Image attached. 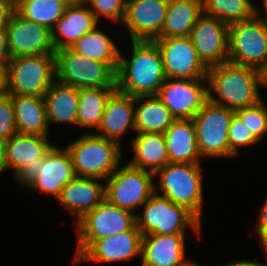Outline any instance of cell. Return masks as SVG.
<instances>
[{
    "label": "cell",
    "instance_id": "6da1fadb",
    "mask_svg": "<svg viewBox=\"0 0 267 266\" xmlns=\"http://www.w3.org/2000/svg\"><path fill=\"white\" fill-rule=\"evenodd\" d=\"M131 48L130 59L119 52L116 88L133 97L156 96L166 80L158 45L155 41L132 40Z\"/></svg>",
    "mask_w": 267,
    "mask_h": 266
},
{
    "label": "cell",
    "instance_id": "7a4b0ae2",
    "mask_svg": "<svg viewBox=\"0 0 267 266\" xmlns=\"http://www.w3.org/2000/svg\"><path fill=\"white\" fill-rule=\"evenodd\" d=\"M208 100L236 111L251 107L262 99L260 71L231 62L208 68Z\"/></svg>",
    "mask_w": 267,
    "mask_h": 266
},
{
    "label": "cell",
    "instance_id": "3957f363",
    "mask_svg": "<svg viewBox=\"0 0 267 266\" xmlns=\"http://www.w3.org/2000/svg\"><path fill=\"white\" fill-rule=\"evenodd\" d=\"M121 145L89 131L65 147L71 155L75 176L99 178L105 182L121 165Z\"/></svg>",
    "mask_w": 267,
    "mask_h": 266
},
{
    "label": "cell",
    "instance_id": "277c9868",
    "mask_svg": "<svg viewBox=\"0 0 267 266\" xmlns=\"http://www.w3.org/2000/svg\"><path fill=\"white\" fill-rule=\"evenodd\" d=\"M201 168L200 163H168L154 173V177L159 178V185L154 184V192L168 198L174 204L187 208L200 221L204 201Z\"/></svg>",
    "mask_w": 267,
    "mask_h": 266
},
{
    "label": "cell",
    "instance_id": "5b68a950",
    "mask_svg": "<svg viewBox=\"0 0 267 266\" xmlns=\"http://www.w3.org/2000/svg\"><path fill=\"white\" fill-rule=\"evenodd\" d=\"M142 206V215H136V225L142 235H185L189 227L200 237L202 221L187 208L155 192Z\"/></svg>",
    "mask_w": 267,
    "mask_h": 266
},
{
    "label": "cell",
    "instance_id": "8992f818",
    "mask_svg": "<svg viewBox=\"0 0 267 266\" xmlns=\"http://www.w3.org/2000/svg\"><path fill=\"white\" fill-rule=\"evenodd\" d=\"M6 66L9 95L44 97L56 80L55 54L10 58Z\"/></svg>",
    "mask_w": 267,
    "mask_h": 266
},
{
    "label": "cell",
    "instance_id": "52a82bcc",
    "mask_svg": "<svg viewBox=\"0 0 267 266\" xmlns=\"http://www.w3.org/2000/svg\"><path fill=\"white\" fill-rule=\"evenodd\" d=\"M56 80L82 88H116V72L101 61L89 59L72 48L55 51Z\"/></svg>",
    "mask_w": 267,
    "mask_h": 266
},
{
    "label": "cell",
    "instance_id": "ba28073f",
    "mask_svg": "<svg viewBox=\"0 0 267 266\" xmlns=\"http://www.w3.org/2000/svg\"><path fill=\"white\" fill-rule=\"evenodd\" d=\"M136 213L121 209L104 199L76 223L77 250L74 262L95 240L113 236L136 225Z\"/></svg>",
    "mask_w": 267,
    "mask_h": 266
},
{
    "label": "cell",
    "instance_id": "9c48e42d",
    "mask_svg": "<svg viewBox=\"0 0 267 266\" xmlns=\"http://www.w3.org/2000/svg\"><path fill=\"white\" fill-rule=\"evenodd\" d=\"M235 111L207 100L192 118L201 158H230L228 130Z\"/></svg>",
    "mask_w": 267,
    "mask_h": 266
},
{
    "label": "cell",
    "instance_id": "30bf717a",
    "mask_svg": "<svg viewBox=\"0 0 267 266\" xmlns=\"http://www.w3.org/2000/svg\"><path fill=\"white\" fill-rule=\"evenodd\" d=\"M228 62L259 71L267 63V28L256 15L229 25Z\"/></svg>",
    "mask_w": 267,
    "mask_h": 266
},
{
    "label": "cell",
    "instance_id": "8fae6325",
    "mask_svg": "<svg viewBox=\"0 0 267 266\" xmlns=\"http://www.w3.org/2000/svg\"><path fill=\"white\" fill-rule=\"evenodd\" d=\"M154 173L129 164L118 167L105 181V199L134 213L154 193Z\"/></svg>",
    "mask_w": 267,
    "mask_h": 266
},
{
    "label": "cell",
    "instance_id": "7c38bea8",
    "mask_svg": "<svg viewBox=\"0 0 267 266\" xmlns=\"http://www.w3.org/2000/svg\"><path fill=\"white\" fill-rule=\"evenodd\" d=\"M53 145L46 136L15 134L7 140L6 171L12 169L15 179L26 188L41 172L45 153Z\"/></svg>",
    "mask_w": 267,
    "mask_h": 266
},
{
    "label": "cell",
    "instance_id": "4fadbf2b",
    "mask_svg": "<svg viewBox=\"0 0 267 266\" xmlns=\"http://www.w3.org/2000/svg\"><path fill=\"white\" fill-rule=\"evenodd\" d=\"M166 78L207 79L208 68L199 59L190 36L156 38Z\"/></svg>",
    "mask_w": 267,
    "mask_h": 266
},
{
    "label": "cell",
    "instance_id": "5bb4252c",
    "mask_svg": "<svg viewBox=\"0 0 267 266\" xmlns=\"http://www.w3.org/2000/svg\"><path fill=\"white\" fill-rule=\"evenodd\" d=\"M207 79L166 78L156 97L175 119H192L208 100Z\"/></svg>",
    "mask_w": 267,
    "mask_h": 266
},
{
    "label": "cell",
    "instance_id": "9a60e30c",
    "mask_svg": "<svg viewBox=\"0 0 267 266\" xmlns=\"http://www.w3.org/2000/svg\"><path fill=\"white\" fill-rule=\"evenodd\" d=\"M10 58L55 54L51 30L27 20L16 10L6 27Z\"/></svg>",
    "mask_w": 267,
    "mask_h": 266
},
{
    "label": "cell",
    "instance_id": "2e32d148",
    "mask_svg": "<svg viewBox=\"0 0 267 266\" xmlns=\"http://www.w3.org/2000/svg\"><path fill=\"white\" fill-rule=\"evenodd\" d=\"M190 38L207 68L228 61L229 25L207 14L194 24Z\"/></svg>",
    "mask_w": 267,
    "mask_h": 266
},
{
    "label": "cell",
    "instance_id": "e0dca14e",
    "mask_svg": "<svg viewBox=\"0 0 267 266\" xmlns=\"http://www.w3.org/2000/svg\"><path fill=\"white\" fill-rule=\"evenodd\" d=\"M169 0H126L122 24L130 41H154L160 36Z\"/></svg>",
    "mask_w": 267,
    "mask_h": 266
},
{
    "label": "cell",
    "instance_id": "ac0fdd59",
    "mask_svg": "<svg viewBox=\"0 0 267 266\" xmlns=\"http://www.w3.org/2000/svg\"><path fill=\"white\" fill-rule=\"evenodd\" d=\"M142 233L135 225L132 229L95 240L74 262L112 263L141 256Z\"/></svg>",
    "mask_w": 267,
    "mask_h": 266
},
{
    "label": "cell",
    "instance_id": "d6986e66",
    "mask_svg": "<svg viewBox=\"0 0 267 266\" xmlns=\"http://www.w3.org/2000/svg\"><path fill=\"white\" fill-rule=\"evenodd\" d=\"M75 177L69 151L55 144L45 153L44 164L38 176L27 186L32 190L52 195L57 199L64 186Z\"/></svg>",
    "mask_w": 267,
    "mask_h": 266
},
{
    "label": "cell",
    "instance_id": "ffe728a7",
    "mask_svg": "<svg viewBox=\"0 0 267 266\" xmlns=\"http://www.w3.org/2000/svg\"><path fill=\"white\" fill-rule=\"evenodd\" d=\"M142 266H188L185 253V235H142Z\"/></svg>",
    "mask_w": 267,
    "mask_h": 266
},
{
    "label": "cell",
    "instance_id": "44dd1931",
    "mask_svg": "<svg viewBox=\"0 0 267 266\" xmlns=\"http://www.w3.org/2000/svg\"><path fill=\"white\" fill-rule=\"evenodd\" d=\"M129 129L135 132V97L116 88L106 102L101 125L95 133L121 144Z\"/></svg>",
    "mask_w": 267,
    "mask_h": 266
},
{
    "label": "cell",
    "instance_id": "7402d4cb",
    "mask_svg": "<svg viewBox=\"0 0 267 266\" xmlns=\"http://www.w3.org/2000/svg\"><path fill=\"white\" fill-rule=\"evenodd\" d=\"M101 180L75 176L61 190L57 201L76 216L75 223L105 199V184Z\"/></svg>",
    "mask_w": 267,
    "mask_h": 266
},
{
    "label": "cell",
    "instance_id": "603a6c76",
    "mask_svg": "<svg viewBox=\"0 0 267 266\" xmlns=\"http://www.w3.org/2000/svg\"><path fill=\"white\" fill-rule=\"evenodd\" d=\"M98 24L85 2L67 5L64 15L51 31L55 51L72 48L84 34L92 31Z\"/></svg>",
    "mask_w": 267,
    "mask_h": 266
},
{
    "label": "cell",
    "instance_id": "cb8c5ba5",
    "mask_svg": "<svg viewBox=\"0 0 267 266\" xmlns=\"http://www.w3.org/2000/svg\"><path fill=\"white\" fill-rule=\"evenodd\" d=\"M163 135L169 163L202 162L192 119H176Z\"/></svg>",
    "mask_w": 267,
    "mask_h": 266
},
{
    "label": "cell",
    "instance_id": "d4e9b609",
    "mask_svg": "<svg viewBox=\"0 0 267 266\" xmlns=\"http://www.w3.org/2000/svg\"><path fill=\"white\" fill-rule=\"evenodd\" d=\"M50 124L77 126L79 89L55 80L44 95Z\"/></svg>",
    "mask_w": 267,
    "mask_h": 266
},
{
    "label": "cell",
    "instance_id": "484cf974",
    "mask_svg": "<svg viewBox=\"0 0 267 266\" xmlns=\"http://www.w3.org/2000/svg\"><path fill=\"white\" fill-rule=\"evenodd\" d=\"M10 97L14 107L17 133L48 137L49 124L44 97L26 95H10Z\"/></svg>",
    "mask_w": 267,
    "mask_h": 266
},
{
    "label": "cell",
    "instance_id": "4316f807",
    "mask_svg": "<svg viewBox=\"0 0 267 266\" xmlns=\"http://www.w3.org/2000/svg\"><path fill=\"white\" fill-rule=\"evenodd\" d=\"M134 157L127 164L155 173L169 163L165 137L162 133H136L131 139Z\"/></svg>",
    "mask_w": 267,
    "mask_h": 266
},
{
    "label": "cell",
    "instance_id": "83f0119b",
    "mask_svg": "<svg viewBox=\"0 0 267 266\" xmlns=\"http://www.w3.org/2000/svg\"><path fill=\"white\" fill-rule=\"evenodd\" d=\"M202 14V0H169L158 38L190 36L194 24Z\"/></svg>",
    "mask_w": 267,
    "mask_h": 266
},
{
    "label": "cell",
    "instance_id": "f1b7e54d",
    "mask_svg": "<svg viewBox=\"0 0 267 266\" xmlns=\"http://www.w3.org/2000/svg\"><path fill=\"white\" fill-rule=\"evenodd\" d=\"M175 120L170 110L156 96L135 97V131L137 133L164 134Z\"/></svg>",
    "mask_w": 267,
    "mask_h": 266
},
{
    "label": "cell",
    "instance_id": "f546056e",
    "mask_svg": "<svg viewBox=\"0 0 267 266\" xmlns=\"http://www.w3.org/2000/svg\"><path fill=\"white\" fill-rule=\"evenodd\" d=\"M72 49L89 59L107 63L117 72L120 50L113 39L101 31L98 25L92 31L84 34Z\"/></svg>",
    "mask_w": 267,
    "mask_h": 266
},
{
    "label": "cell",
    "instance_id": "4dcf8cb0",
    "mask_svg": "<svg viewBox=\"0 0 267 266\" xmlns=\"http://www.w3.org/2000/svg\"><path fill=\"white\" fill-rule=\"evenodd\" d=\"M116 88L79 89L77 126L90 128L94 132L101 125L106 102Z\"/></svg>",
    "mask_w": 267,
    "mask_h": 266
},
{
    "label": "cell",
    "instance_id": "1f68e13d",
    "mask_svg": "<svg viewBox=\"0 0 267 266\" xmlns=\"http://www.w3.org/2000/svg\"><path fill=\"white\" fill-rule=\"evenodd\" d=\"M68 4L62 0H15V10L27 20L53 30Z\"/></svg>",
    "mask_w": 267,
    "mask_h": 266
},
{
    "label": "cell",
    "instance_id": "d6a6232c",
    "mask_svg": "<svg viewBox=\"0 0 267 266\" xmlns=\"http://www.w3.org/2000/svg\"><path fill=\"white\" fill-rule=\"evenodd\" d=\"M203 13L228 25L247 20L255 15L251 0H202Z\"/></svg>",
    "mask_w": 267,
    "mask_h": 266
},
{
    "label": "cell",
    "instance_id": "836d02e7",
    "mask_svg": "<svg viewBox=\"0 0 267 266\" xmlns=\"http://www.w3.org/2000/svg\"><path fill=\"white\" fill-rule=\"evenodd\" d=\"M235 113L260 142L267 133V106L263 100L251 107L238 109Z\"/></svg>",
    "mask_w": 267,
    "mask_h": 266
},
{
    "label": "cell",
    "instance_id": "e575fe53",
    "mask_svg": "<svg viewBox=\"0 0 267 266\" xmlns=\"http://www.w3.org/2000/svg\"><path fill=\"white\" fill-rule=\"evenodd\" d=\"M228 140L230 149V158L238 155L241 147L254 145L259 141L248 130L245 124H243L240 117L234 113L228 130Z\"/></svg>",
    "mask_w": 267,
    "mask_h": 266
},
{
    "label": "cell",
    "instance_id": "d590c367",
    "mask_svg": "<svg viewBox=\"0 0 267 266\" xmlns=\"http://www.w3.org/2000/svg\"><path fill=\"white\" fill-rule=\"evenodd\" d=\"M84 2L90 7L98 22L101 17L118 24L124 19L126 0H84Z\"/></svg>",
    "mask_w": 267,
    "mask_h": 266
},
{
    "label": "cell",
    "instance_id": "8d00e7d4",
    "mask_svg": "<svg viewBox=\"0 0 267 266\" xmlns=\"http://www.w3.org/2000/svg\"><path fill=\"white\" fill-rule=\"evenodd\" d=\"M17 134L15 114L10 95L0 98V137L6 140Z\"/></svg>",
    "mask_w": 267,
    "mask_h": 266
},
{
    "label": "cell",
    "instance_id": "74e56055",
    "mask_svg": "<svg viewBox=\"0 0 267 266\" xmlns=\"http://www.w3.org/2000/svg\"><path fill=\"white\" fill-rule=\"evenodd\" d=\"M257 221L254 231L267 255V198L260 209Z\"/></svg>",
    "mask_w": 267,
    "mask_h": 266
},
{
    "label": "cell",
    "instance_id": "f35d334b",
    "mask_svg": "<svg viewBox=\"0 0 267 266\" xmlns=\"http://www.w3.org/2000/svg\"><path fill=\"white\" fill-rule=\"evenodd\" d=\"M15 11V0H0V28H6Z\"/></svg>",
    "mask_w": 267,
    "mask_h": 266
},
{
    "label": "cell",
    "instance_id": "ab89813d",
    "mask_svg": "<svg viewBox=\"0 0 267 266\" xmlns=\"http://www.w3.org/2000/svg\"><path fill=\"white\" fill-rule=\"evenodd\" d=\"M10 60L6 28H0V65H6Z\"/></svg>",
    "mask_w": 267,
    "mask_h": 266
},
{
    "label": "cell",
    "instance_id": "60d3db41",
    "mask_svg": "<svg viewBox=\"0 0 267 266\" xmlns=\"http://www.w3.org/2000/svg\"><path fill=\"white\" fill-rule=\"evenodd\" d=\"M9 95L8 92V72L6 65H0V98Z\"/></svg>",
    "mask_w": 267,
    "mask_h": 266
},
{
    "label": "cell",
    "instance_id": "b9f144b4",
    "mask_svg": "<svg viewBox=\"0 0 267 266\" xmlns=\"http://www.w3.org/2000/svg\"><path fill=\"white\" fill-rule=\"evenodd\" d=\"M6 145L7 140L0 137V174L6 172Z\"/></svg>",
    "mask_w": 267,
    "mask_h": 266
},
{
    "label": "cell",
    "instance_id": "7bdbcfd3",
    "mask_svg": "<svg viewBox=\"0 0 267 266\" xmlns=\"http://www.w3.org/2000/svg\"><path fill=\"white\" fill-rule=\"evenodd\" d=\"M224 266H267L266 264L260 263L259 261L253 260H237V261H230L225 263Z\"/></svg>",
    "mask_w": 267,
    "mask_h": 266
},
{
    "label": "cell",
    "instance_id": "ee69618b",
    "mask_svg": "<svg viewBox=\"0 0 267 266\" xmlns=\"http://www.w3.org/2000/svg\"><path fill=\"white\" fill-rule=\"evenodd\" d=\"M262 7H263L262 9L264 12L261 15L259 12L261 8H258L257 6H255V15L261 20V22L267 28V0H262Z\"/></svg>",
    "mask_w": 267,
    "mask_h": 266
},
{
    "label": "cell",
    "instance_id": "f6af8a7d",
    "mask_svg": "<svg viewBox=\"0 0 267 266\" xmlns=\"http://www.w3.org/2000/svg\"><path fill=\"white\" fill-rule=\"evenodd\" d=\"M261 75V87H267V63L265 66L260 70Z\"/></svg>",
    "mask_w": 267,
    "mask_h": 266
},
{
    "label": "cell",
    "instance_id": "bcb514c9",
    "mask_svg": "<svg viewBox=\"0 0 267 266\" xmlns=\"http://www.w3.org/2000/svg\"><path fill=\"white\" fill-rule=\"evenodd\" d=\"M62 1H64L68 5L84 2V0H62Z\"/></svg>",
    "mask_w": 267,
    "mask_h": 266
},
{
    "label": "cell",
    "instance_id": "7dc6e473",
    "mask_svg": "<svg viewBox=\"0 0 267 266\" xmlns=\"http://www.w3.org/2000/svg\"><path fill=\"white\" fill-rule=\"evenodd\" d=\"M188 266H202L197 262L192 261Z\"/></svg>",
    "mask_w": 267,
    "mask_h": 266
}]
</instances>
